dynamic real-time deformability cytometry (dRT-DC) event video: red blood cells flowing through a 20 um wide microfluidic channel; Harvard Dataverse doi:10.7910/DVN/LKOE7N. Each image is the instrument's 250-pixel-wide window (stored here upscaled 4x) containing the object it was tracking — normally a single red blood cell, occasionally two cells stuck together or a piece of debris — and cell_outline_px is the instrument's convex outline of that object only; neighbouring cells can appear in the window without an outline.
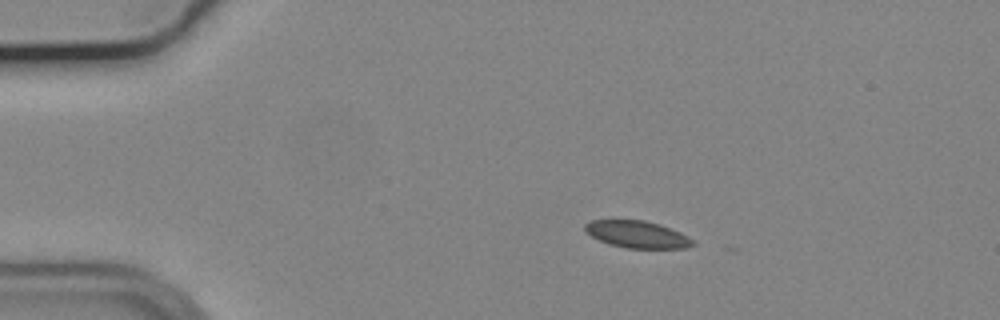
{"species": "common noctule bat (a hibernating species)", "species_latin": "Nyctalus noctula", "temperature_condition": "cold", "stored_images_in_passage": 15, "camera_frame_rate_fps": 3000, "um_per_image_px": 0.085, "animal": {"sex": "male", "body_mass_g": 19.2, "forearm_length_mm": 51.8}, "frame": {"image": 1, "passage_image": 10, "time_ms": 3.0, "image_size_px": [1000, 320], "cell_outline_px": [[696, 244], [684, 248], [628, 248], [608, 244], [584, 232], [584, 224], [592, 220], [644, 220], [660, 224], [680, 232], [688, 236]], "centroid_in_image_um": [54.14, 19.92], "position_along_channel_um": 30.9, "area_um2": 16.99}}